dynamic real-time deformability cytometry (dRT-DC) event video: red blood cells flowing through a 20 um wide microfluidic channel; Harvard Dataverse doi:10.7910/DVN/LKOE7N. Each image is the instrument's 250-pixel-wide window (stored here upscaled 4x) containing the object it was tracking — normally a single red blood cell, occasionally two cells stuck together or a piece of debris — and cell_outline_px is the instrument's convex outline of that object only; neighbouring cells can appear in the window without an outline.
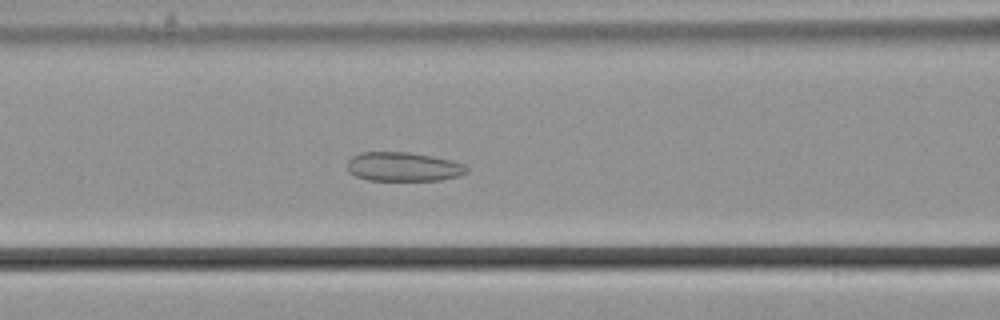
{"species": "common noctule bat (a hibernating species)", "species_latin": "Nyctalus noctula", "temperature_condition": "cold", "stored_images_in_passage": 19, "camera_frame_rate_fps": 3000, "um_per_image_px": 0.085, "animal": {"sex": "male", "body_mass_g": 21.5, "forearm_length_mm": 52.0}, "frame": {"image": 1, "passage_image": 10, "time_ms": 3.0, "image_size_px": [1000, 320], "cell_outline_px": [[468, 172], [460, 176], [440, 180], [368, 180], [356, 176], [348, 172], [348, 160], [352, 156], [360, 152], [408, 152], [432, 156], [464, 164], [468, 168]], "centroid_in_image_um": [34.27, 14.17], "position_along_channel_um": 132.3, "area_um2": 20.23}}
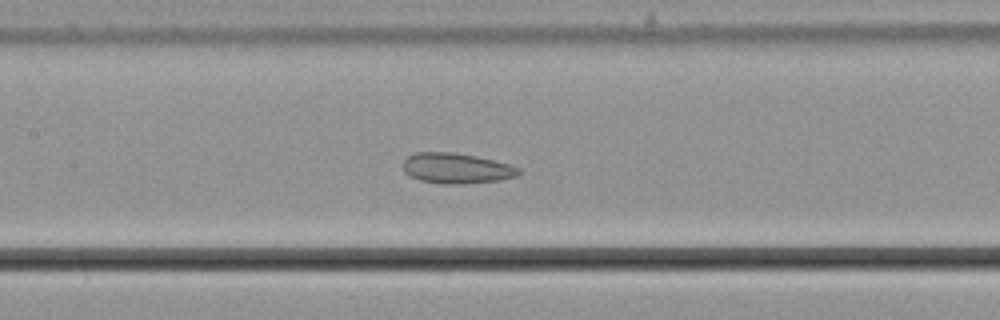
{"frame": {"image": 2, "passage_image": 13, "time_ms": 4.0, "image_size_px": [1000, 320], "cell_outline_px": [[520, 172], [516, 176], [500, 180], [464, 184], [444, 184], [420, 180], [408, 176], [404, 172], [404, 160], [408, 156], [416, 152], [452, 152], [476, 156], [508, 164], [520, 168]], "centroid_in_image_um": [38.77, 14.31], "position_along_channel_um": 168.6, "area_um2": 20.46}}
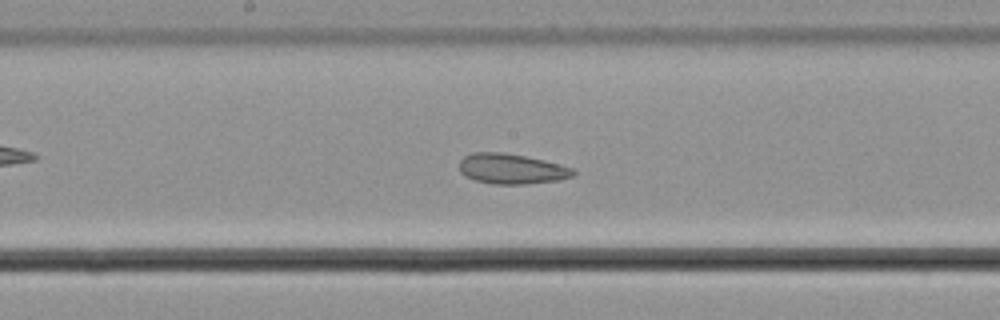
{"frame": {"image": 3, "passage_image": 16, "time_ms": 5.0, "image_size_px": [1000, 320], "cell_outline_px": [[576, 172], [572, 176], [560, 180], [524, 184], [492, 184], [476, 180], [464, 176], [460, 172], [460, 160], [464, 156], [472, 152], [500, 152], [524, 156], [544, 160], [572, 168]], "centroid_in_image_um": [43.45, 14.35], "position_along_channel_um": 204.7, "area_um2": 20.0}}